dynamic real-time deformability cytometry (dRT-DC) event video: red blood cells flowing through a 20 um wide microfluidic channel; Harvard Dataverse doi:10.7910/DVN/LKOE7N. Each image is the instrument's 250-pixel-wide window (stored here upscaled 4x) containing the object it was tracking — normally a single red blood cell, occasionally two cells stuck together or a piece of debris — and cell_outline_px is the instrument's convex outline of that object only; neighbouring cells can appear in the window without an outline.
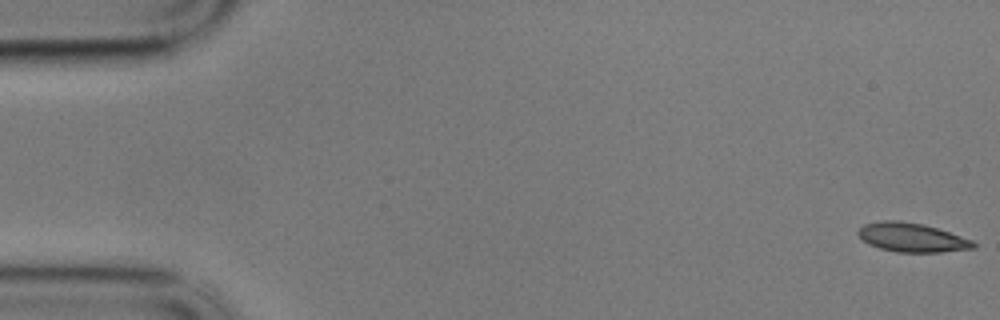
{"species": "common noctule bat (a hibernating species)", "species_latin": "Nyctalus noctula", "temperature_condition": "cold", "stored_images_in_passage": 59, "camera_frame_rate_fps": 3000, "um_per_image_px": 0.085, "animal": {"sex": "male", "body_mass_g": 17.9}, "frame": {"image": 1, "passage_image": 1, "time_ms": 0.0, "image_size_px": [1000, 320], "cell_outline_px": [[976, 248], [940, 252], [896, 252], [880, 248], [868, 244], [856, 232], [864, 224], [880, 220], [900, 220], [924, 224], [972, 240], [976, 244]], "centroid_in_image_um": [77.49, 20.18], "position_along_channel_um": 7.5, "area_um2": 19.42}}
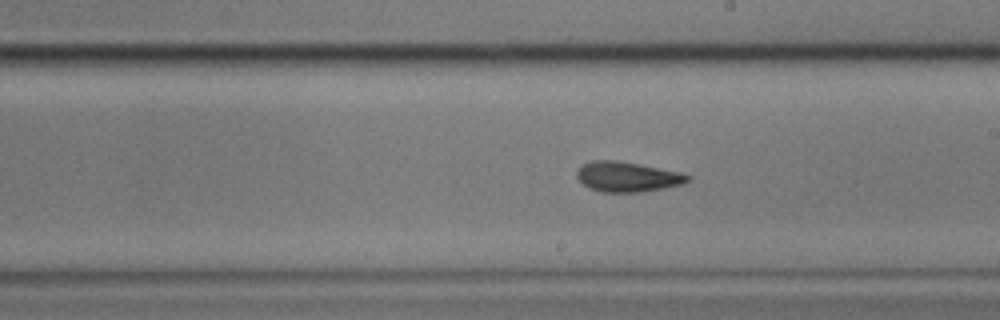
{"frame": {"image": 2, "passage_image": 33, "time_ms": 10.667, "image_size_px": [1000, 320], "cell_outline_px": [[692, 180], [684, 184], [664, 188], [640, 192], [600, 192], [588, 188], [576, 176], [576, 172], [584, 164], [592, 160], [616, 160], [680, 172], [692, 176]], "centroid_in_image_um": [53.35, 15.03], "position_along_channel_um": 235.6, "area_um2": 19.42}}
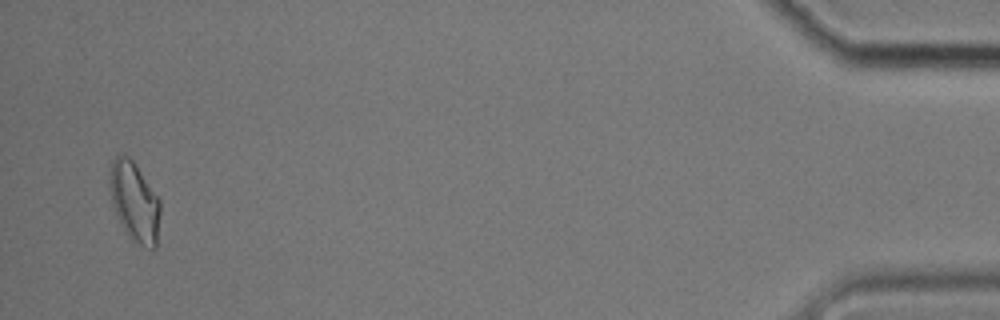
{"frame": {"image": 3, "passage_image": 57, "time_ms": 18.667, "image_size_px": [1000, 320], "cell_outline_px": [[160, 212], [156, 248], [152, 248], [140, 244], [124, 232], [112, 204], [108, 184], [108, 180], [112, 160], [116, 156], [124, 152], [132, 160], [160, 200]], "centroid_in_image_um": [11.4, 17.11], "position_along_channel_um": 423.8, "area_um2": 23.35}, "authors_computed_cell_mechanics": {"area_um2": 19.652, "velocity_mm_per_s": 3.3915, "shape_relaxation_time_tau1_ms": 9.394, "shape_relaxation_time_tau2_ms": 4.3356, "deformation_change_tau1": 0.1562, "deformation_change_tau2": 0.1043}}